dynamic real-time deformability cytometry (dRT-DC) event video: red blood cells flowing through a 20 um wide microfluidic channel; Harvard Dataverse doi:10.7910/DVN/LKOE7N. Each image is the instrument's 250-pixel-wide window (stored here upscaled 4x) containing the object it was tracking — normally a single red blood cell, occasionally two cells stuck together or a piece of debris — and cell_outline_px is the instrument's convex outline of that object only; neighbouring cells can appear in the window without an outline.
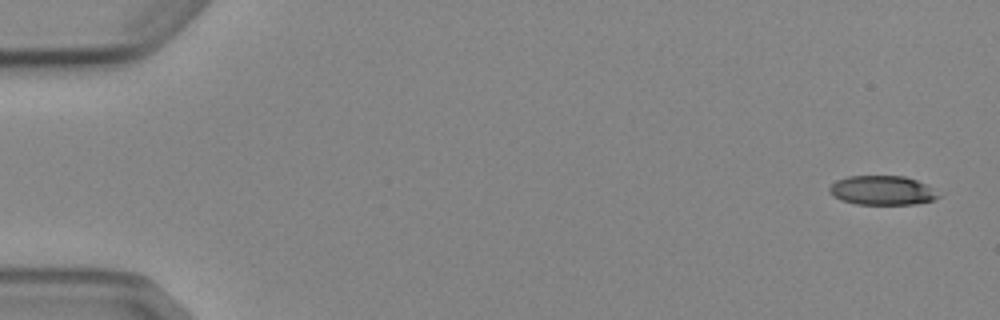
{"species": "Egyptian fruit bat (a non-hibernating species)", "species_latin": "Rousettus aegyptiacus", "temperature_condition": "cold", "stored_images_in_passage": 5, "camera_frame_rate_fps": 3000, "um_per_image_px": 0.085, "animal": {"sex": "female"}, "frame": {"image": 1, "passage_image": 1, "time_ms": 0.0, "image_size_px": [1000, 320], "cell_outline_px": [[940, 196], [936, 200], [916, 204], [856, 204], [840, 200], [832, 196], [828, 192], [828, 188], [836, 180], [848, 176], [904, 176], [928, 184]], "centroid_in_image_um": [74.98, 16.18], "position_along_channel_um": 10.0, "area_um2": 18.79}}
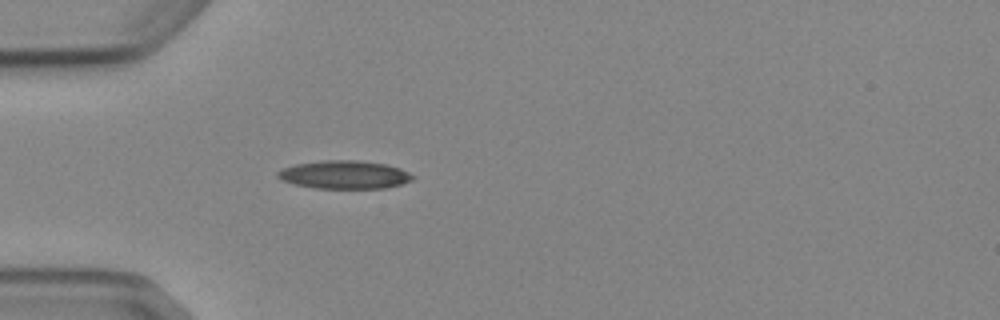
{"frame": {"image": 2, "passage_image": 5, "time_ms": 4.667, "image_size_px": [1000, 320], "cell_outline_px": [[416, 176], [412, 180], [400, 184], [384, 188], [316, 188], [296, 184], [280, 180], [276, 176], [276, 172], [284, 168], [296, 164], [324, 160], [356, 160], [388, 164], [400, 168]], "centroid_in_image_um": [29.29, 14.84], "position_along_channel_um": 55.7, "area_um2": 22.14}}